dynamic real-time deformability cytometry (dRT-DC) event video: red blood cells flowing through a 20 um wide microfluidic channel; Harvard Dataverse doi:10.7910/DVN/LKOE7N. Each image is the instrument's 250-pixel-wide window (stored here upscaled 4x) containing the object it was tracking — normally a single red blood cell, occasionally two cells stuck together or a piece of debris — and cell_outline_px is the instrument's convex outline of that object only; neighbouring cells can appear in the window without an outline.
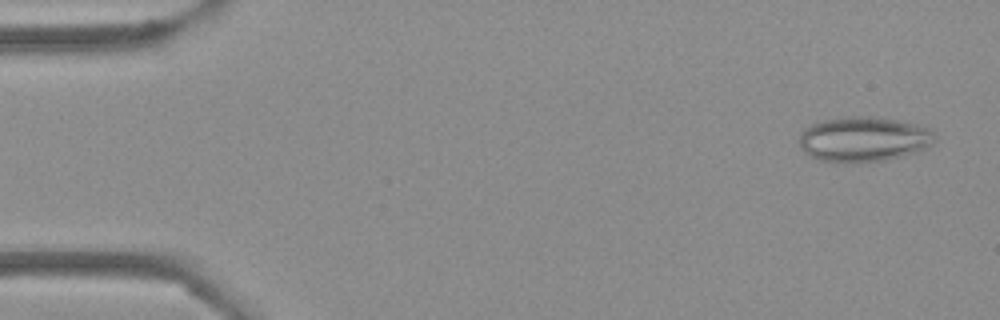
{"species": "Egyptian fruit bat (a non-hibernating species)", "species_latin": "Rousettus aegyptiacus", "temperature_condition": "cold", "stored_images_in_passage": 52, "camera_frame_rate_fps": 3000, "um_per_image_px": 0.085, "frame": {"image": 1, "passage_image": 2, "time_ms": 0.333, "image_size_px": [1000, 320], "cell_outline_px": [[936, 140], [932, 144], [924, 148], [900, 156], [884, 160], [852, 164], [816, 160], [808, 156], [800, 148], [800, 132], [804, 128], [812, 124], [824, 120], [848, 116], [872, 116], [896, 120], [928, 128], [936, 136]], "centroid_in_image_um": [73.34, 11.85], "position_along_channel_um": 11.7, "area_um2": 35.72}}
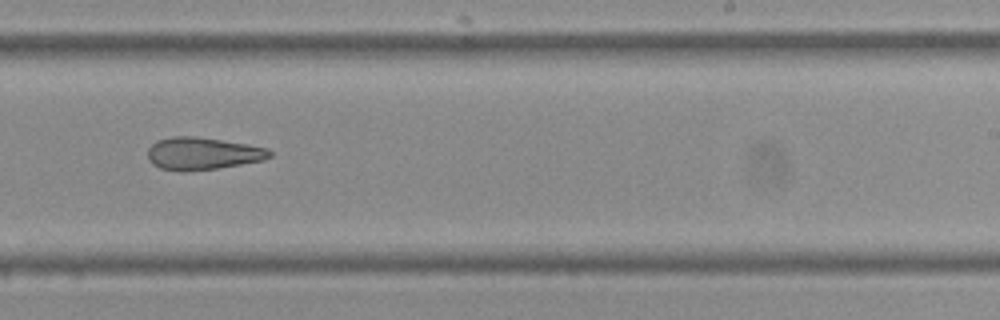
{"frame": {"image": 2, "passage_image": 32, "time_ms": 10.333, "image_size_px": [1000, 320], "cell_outline_px": [[272, 156], [264, 160], [216, 168], [160, 168], [152, 164], [148, 160], [148, 148], [156, 140], [172, 136], [192, 136], [248, 144], [268, 148], [272, 152]], "centroid_in_image_um": [17.25, 13.0], "position_along_channel_um": 271.8, "area_um2": 22.25}}
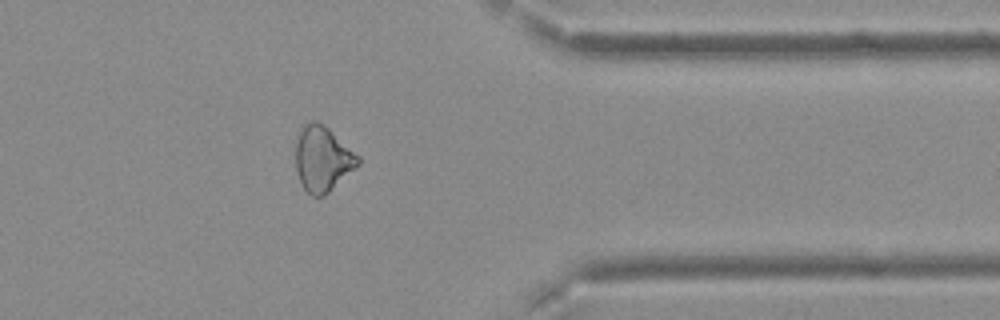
{"frame": {"image": 3, "passage_image": 42, "time_ms": 13.667, "image_size_px": [1000, 320], "cell_outline_px": [[360, 164], [356, 168], [324, 196], [312, 196], [304, 188], [300, 180], [296, 168], [296, 144], [300, 128], [304, 124], [312, 120], [316, 120], [324, 124], [360, 156]], "centroid_in_image_um": [27.43, 13.48], "position_along_channel_um": 384.0, "area_um2": 23.76}, "authors_computed_cell_mechanics": {"area_um2": 24.6517, "velocity_mm_per_s": 3.7727, "shape_relaxation_time_tau1_ms": null, "shape_relaxation_time_tau2_ms": 3.3876, "deformation_change_tau1": null, "deformation_change_tau2": 0.1319}}